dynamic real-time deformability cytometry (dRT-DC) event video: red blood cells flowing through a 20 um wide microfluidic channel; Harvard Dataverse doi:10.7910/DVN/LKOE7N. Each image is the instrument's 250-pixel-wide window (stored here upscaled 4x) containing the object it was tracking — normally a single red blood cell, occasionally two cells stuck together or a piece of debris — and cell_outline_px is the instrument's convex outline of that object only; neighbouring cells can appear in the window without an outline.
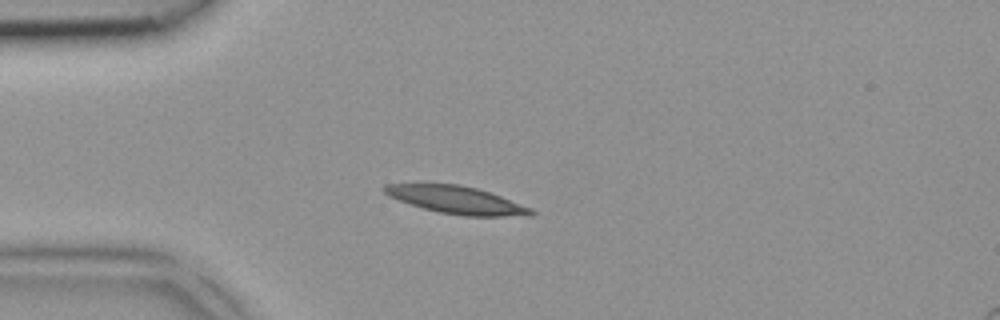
{"species": "common noctule bat (a hibernating species)", "species_latin": "Nyctalus noctula", "temperature_condition": "room temperature", "stored_images_in_passage": 2, "camera_frame_rate_fps": 3000, "um_per_image_px": 0.085, "animal": {"sex": "female", "body_mass_g": 18.4}, "frame": {"image": 1, "passage_image": 1, "time_ms": 0.0, "image_size_px": [1000, 320], "cell_outline_px": [[536, 212], [532, 216], [464, 216], [440, 212], [424, 208], [388, 196], [380, 188], [384, 184], [460, 184], [476, 188], [500, 196], [532, 208]], "centroid_in_image_um": [38.82, 17.0], "position_along_channel_um": 46.2, "area_um2": 23.35}}